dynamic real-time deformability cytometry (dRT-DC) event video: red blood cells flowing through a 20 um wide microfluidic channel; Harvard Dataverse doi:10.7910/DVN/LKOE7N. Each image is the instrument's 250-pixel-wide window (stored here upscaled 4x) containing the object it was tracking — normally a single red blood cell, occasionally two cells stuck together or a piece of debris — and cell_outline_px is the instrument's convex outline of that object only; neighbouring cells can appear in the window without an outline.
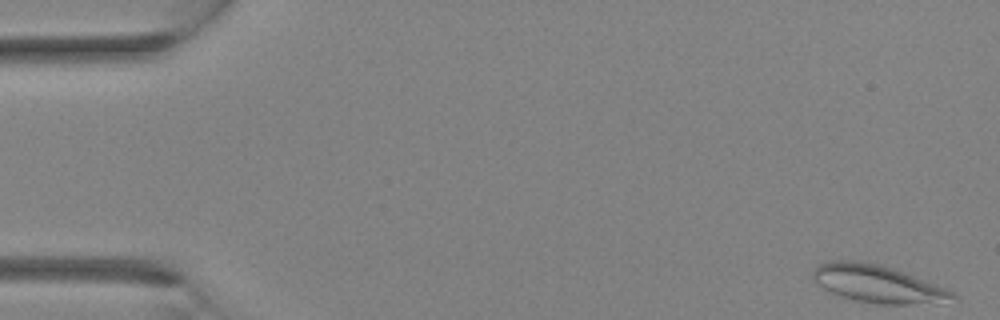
{"species": "Egyptian fruit bat (a non-hibernating species)", "species_latin": "Rousettus aegyptiacus", "temperature_condition": "room temperature", "stored_images_in_passage": 34, "segment_of_instrument_passage": [1, 2], "camera_frame_rate_fps": 3000, "um_per_image_px": 0.085, "animal": {"sex": "female"}, "frame": {"image": 1, "passage_image": 1, "time_ms": 0.0, "image_size_px": [1000, 320], "cell_outline_px": [[960, 300], [908, 304], [880, 304], [856, 300], [840, 296], [816, 284], [812, 280], [812, 268], [828, 260], [860, 260], [880, 264], [904, 272], [948, 288], [956, 292]], "centroid_in_image_um": [74.61, 24.11], "position_along_channel_um": 10.4, "area_um2": 30.92}}
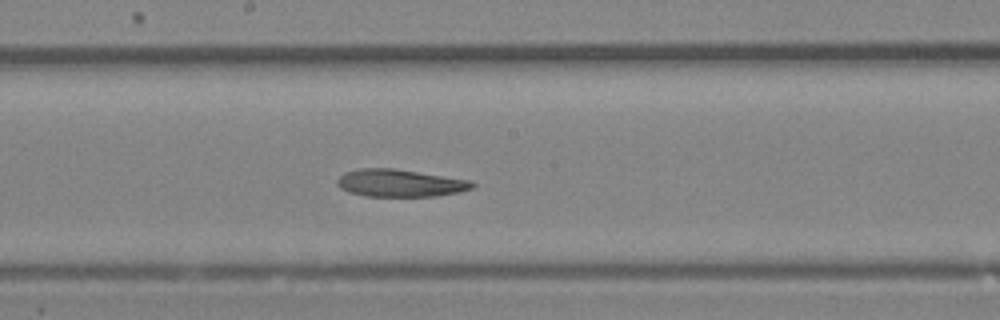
{"frame": {"image": 2, "passage_image": 18, "time_ms": 5.667, "image_size_px": [1000, 320], "cell_outline_px": [[476, 184], [472, 188], [456, 192], [436, 196], [364, 196], [348, 192], [340, 188], [336, 184], [336, 180], [344, 172], [360, 168], [392, 168], [472, 180]], "centroid_in_image_um": [33.96, 15.56], "position_along_channel_um": 214.2, "area_um2": 21.62}}
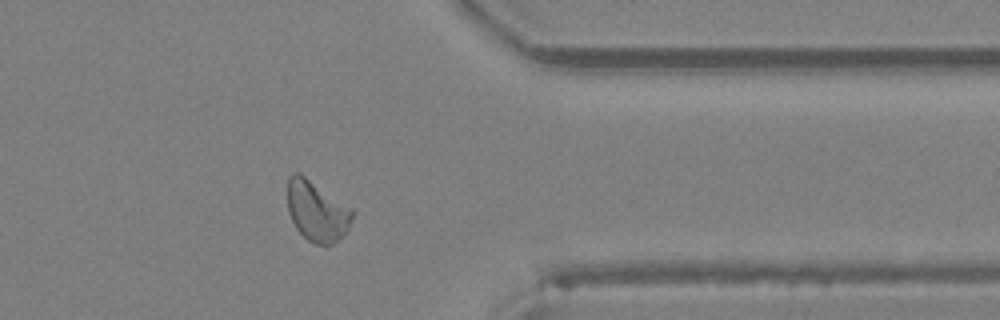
{"frame": {"image": 3, "passage_image": 27, "time_ms": 8.667, "image_size_px": [1000, 320], "cell_outline_px": [[356, 212], [348, 228], [332, 244], [316, 244], [308, 240], [296, 228], [288, 212], [288, 176], [292, 172], [300, 172], [352, 208]], "centroid_in_image_um": [26.93, 17.9], "position_along_channel_um": 384.5, "area_um2": 22.77}}